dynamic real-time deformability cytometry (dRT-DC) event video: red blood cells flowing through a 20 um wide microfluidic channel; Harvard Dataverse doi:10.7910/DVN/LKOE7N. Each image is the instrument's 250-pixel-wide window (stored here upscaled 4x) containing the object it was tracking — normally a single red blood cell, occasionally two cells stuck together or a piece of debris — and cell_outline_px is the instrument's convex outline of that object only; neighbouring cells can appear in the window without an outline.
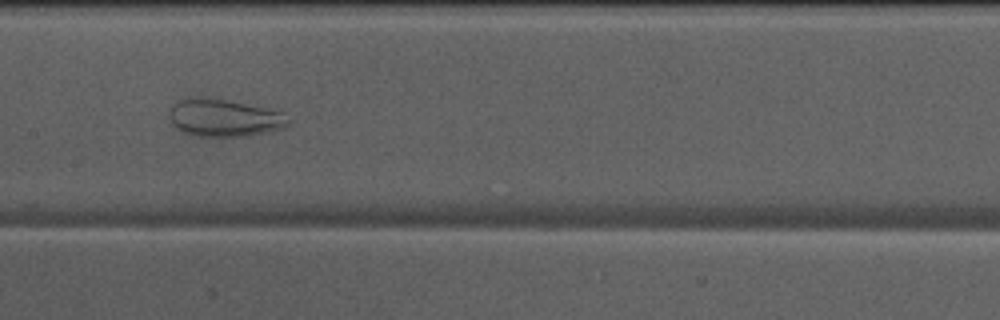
{"species": "Egyptian fruit bat (a non-hibernating species)", "species_latin": "Rousettus aegyptiacus", "temperature_condition": "warm", "stored_images_in_passage": 29, "camera_frame_rate_fps": 3000, "um_per_image_px": 0.085, "animal": {"sex": "male"}, "frame": {"image": 1, "passage_image": 23, "time_ms": 7.333, "image_size_px": [1000, 320], "cell_outline_px": [[288, 128], [248, 136], [192, 136], [180, 132], [172, 124], [168, 116], [168, 112], [172, 104], [184, 96], [212, 96], [284, 112], [288, 120]], "centroid_in_image_um": [18.99, 9.99], "position_along_channel_um": 188.4, "area_um2": 26.99}}